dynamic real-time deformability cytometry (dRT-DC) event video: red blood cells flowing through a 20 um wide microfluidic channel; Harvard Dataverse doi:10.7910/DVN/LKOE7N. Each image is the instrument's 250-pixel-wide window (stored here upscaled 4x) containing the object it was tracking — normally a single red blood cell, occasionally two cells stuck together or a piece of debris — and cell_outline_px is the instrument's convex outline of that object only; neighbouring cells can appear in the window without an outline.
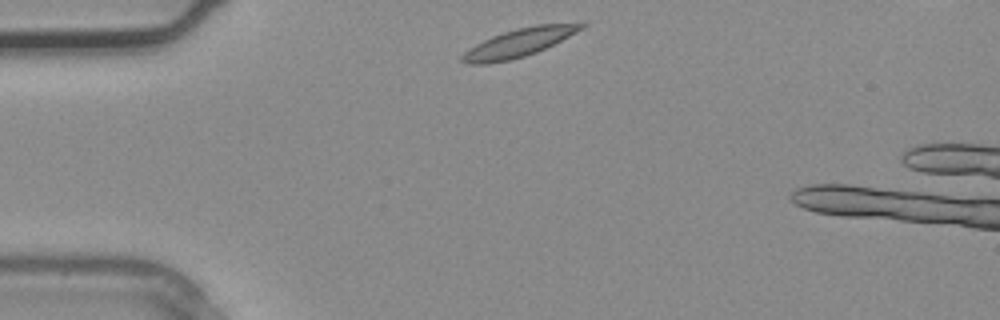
{"species": "common noctule bat (a hibernating species)", "species_latin": "Nyctalus noctula", "temperature_condition": "warm", "stored_images_in_passage": 3, "camera_frame_rate_fps": 3000, "um_per_image_px": 0.085, "animal": {"sex": "male", "body_mass_g": 20.4}, "frame": {"image": 1, "passage_image": 1, "time_ms": 0.0, "image_size_px": [1000, 320], "cell_outline_px": [[588, 24], [584, 28], [536, 52], [524, 56], [508, 60], [488, 64], [468, 64], [460, 60], [460, 56], [468, 48], [492, 36], [516, 28], [536, 24]], "centroid_in_image_um": [44.02, 3.64], "position_along_channel_um": 41.0, "area_um2": 19.19}}